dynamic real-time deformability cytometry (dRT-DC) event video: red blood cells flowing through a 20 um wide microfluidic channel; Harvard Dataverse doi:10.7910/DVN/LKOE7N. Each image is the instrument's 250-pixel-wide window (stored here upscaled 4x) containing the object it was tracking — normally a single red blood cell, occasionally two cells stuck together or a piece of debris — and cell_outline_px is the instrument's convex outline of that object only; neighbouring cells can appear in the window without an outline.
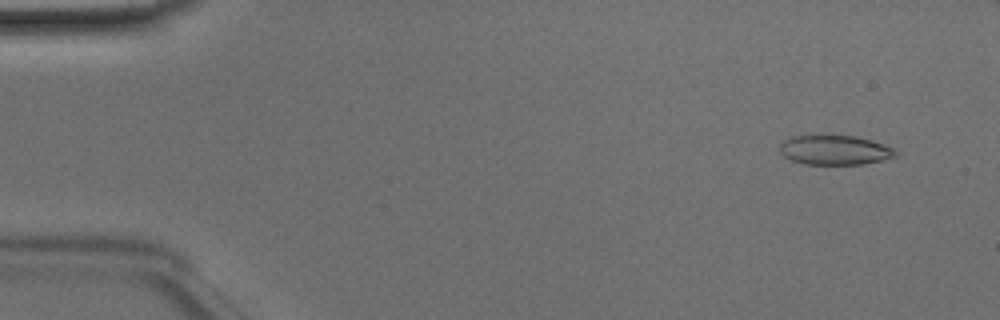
{"species": "Egyptian fruit bat (a non-hibernating species)", "species_latin": "Rousettus aegyptiacus", "temperature_condition": "room temperature", "stored_images_in_passage": 47, "camera_frame_rate_fps": 3000, "um_per_image_px": 0.085, "animal": {"sex": "male"}, "frame": {"image": 1, "passage_image": 4, "time_ms": 1.0, "image_size_px": [1000, 320], "cell_outline_px": [[900, 152], [896, 156], [864, 164], [804, 164], [792, 160], [784, 156], [780, 152], [780, 144], [788, 136], [816, 132], [824, 132], [856, 136], [872, 140], [896, 148]], "centroid_in_image_um": [70.93, 12.68], "position_along_channel_um": 14.1, "area_um2": 21.1}}
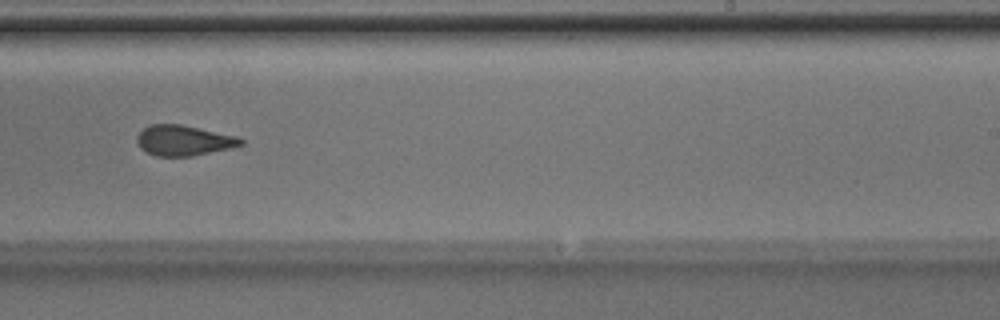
{"frame": {"image": 2, "passage_image": 31, "time_ms": 10.0, "image_size_px": [1000, 320], "cell_outline_px": [[244, 144], [232, 148], [192, 156], [156, 156], [140, 148], [136, 140], [136, 136], [144, 128], [152, 124], [180, 124], [240, 136], [244, 140]], "centroid_in_image_um": [15.66, 11.93], "position_along_channel_um": 273.3, "area_um2": 18.55}}
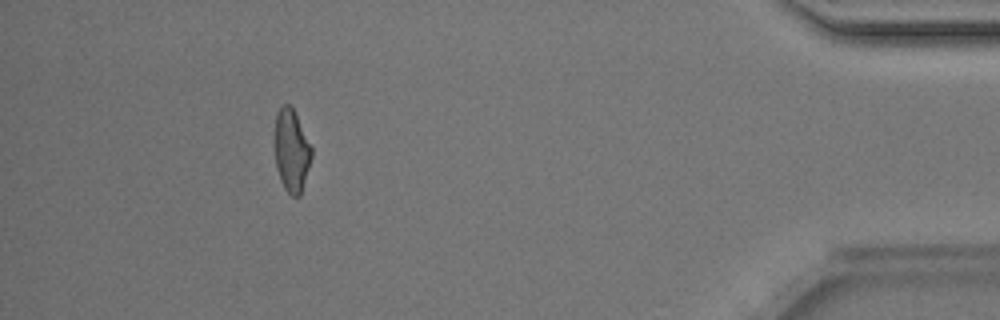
{"frame": {"image": 3, "passage_image": 45, "time_ms": 14.667, "image_size_px": [1000, 320], "cell_outline_px": [[312, 156], [300, 196], [292, 196], [284, 188], [280, 180], [276, 168], [276, 112], [284, 104], [288, 104], [292, 108], [312, 148]], "centroid_in_image_um": [24.78, 12.84], "position_along_channel_um": 410.4, "area_um2": 17.22}, "authors_computed_cell_mechanics": {"area_um2": 19.1896, "velocity_mm_per_s": 4.1463, "shape_relaxation_time_tau1_ms": null, "shape_relaxation_time_tau2_ms": 2.8454, "deformation_change_tau1": null, "deformation_change_tau2": 0.0972}}